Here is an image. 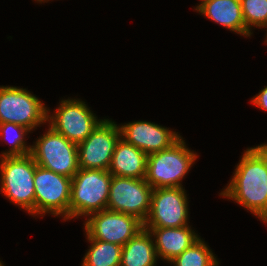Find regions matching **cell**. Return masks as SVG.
I'll return each mask as SVG.
<instances>
[{
  "label": "cell",
  "instance_id": "cell-16",
  "mask_svg": "<svg viewBox=\"0 0 267 266\" xmlns=\"http://www.w3.org/2000/svg\"><path fill=\"white\" fill-rule=\"evenodd\" d=\"M148 155L119 139L112 155L108 171L112 176L145 179Z\"/></svg>",
  "mask_w": 267,
  "mask_h": 266
},
{
  "label": "cell",
  "instance_id": "cell-23",
  "mask_svg": "<svg viewBox=\"0 0 267 266\" xmlns=\"http://www.w3.org/2000/svg\"><path fill=\"white\" fill-rule=\"evenodd\" d=\"M267 153V143L259 145Z\"/></svg>",
  "mask_w": 267,
  "mask_h": 266
},
{
  "label": "cell",
  "instance_id": "cell-2",
  "mask_svg": "<svg viewBox=\"0 0 267 266\" xmlns=\"http://www.w3.org/2000/svg\"><path fill=\"white\" fill-rule=\"evenodd\" d=\"M112 174L102 169H82L71 178L69 219L107 209Z\"/></svg>",
  "mask_w": 267,
  "mask_h": 266
},
{
  "label": "cell",
  "instance_id": "cell-18",
  "mask_svg": "<svg viewBox=\"0 0 267 266\" xmlns=\"http://www.w3.org/2000/svg\"><path fill=\"white\" fill-rule=\"evenodd\" d=\"M86 237L91 246L81 266H120L122 246Z\"/></svg>",
  "mask_w": 267,
  "mask_h": 266
},
{
  "label": "cell",
  "instance_id": "cell-13",
  "mask_svg": "<svg viewBox=\"0 0 267 266\" xmlns=\"http://www.w3.org/2000/svg\"><path fill=\"white\" fill-rule=\"evenodd\" d=\"M125 124L119 126L121 138L147 155L169 148L181 137L178 132L149 121Z\"/></svg>",
  "mask_w": 267,
  "mask_h": 266
},
{
  "label": "cell",
  "instance_id": "cell-3",
  "mask_svg": "<svg viewBox=\"0 0 267 266\" xmlns=\"http://www.w3.org/2000/svg\"><path fill=\"white\" fill-rule=\"evenodd\" d=\"M184 141L180 137L169 148L148 155L145 180L153 189L183 187L181 181L198 156Z\"/></svg>",
  "mask_w": 267,
  "mask_h": 266
},
{
  "label": "cell",
  "instance_id": "cell-7",
  "mask_svg": "<svg viewBox=\"0 0 267 266\" xmlns=\"http://www.w3.org/2000/svg\"><path fill=\"white\" fill-rule=\"evenodd\" d=\"M35 215L51 213L69 219L71 178L36 166L34 175Z\"/></svg>",
  "mask_w": 267,
  "mask_h": 266
},
{
  "label": "cell",
  "instance_id": "cell-24",
  "mask_svg": "<svg viewBox=\"0 0 267 266\" xmlns=\"http://www.w3.org/2000/svg\"><path fill=\"white\" fill-rule=\"evenodd\" d=\"M35 1H38L39 3H42V2H47L49 0H35Z\"/></svg>",
  "mask_w": 267,
  "mask_h": 266
},
{
  "label": "cell",
  "instance_id": "cell-25",
  "mask_svg": "<svg viewBox=\"0 0 267 266\" xmlns=\"http://www.w3.org/2000/svg\"><path fill=\"white\" fill-rule=\"evenodd\" d=\"M264 27L267 28V22L265 23V25L263 26V28H264ZM266 37H267V34H266ZM265 41H266V43H267V38H266Z\"/></svg>",
  "mask_w": 267,
  "mask_h": 266
},
{
  "label": "cell",
  "instance_id": "cell-15",
  "mask_svg": "<svg viewBox=\"0 0 267 266\" xmlns=\"http://www.w3.org/2000/svg\"><path fill=\"white\" fill-rule=\"evenodd\" d=\"M195 10L237 34L245 37L252 34L245 26L240 0H205Z\"/></svg>",
  "mask_w": 267,
  "mask_h": 266
},
{
  "label": "cell",
  "instance_id": "cell-19",
  "mask_svg": "<svg viewBox=\"0 0 267 266\" xmlns=\"http://www.w3.org/2000/svg\"><path fill=\"white\" fill-rule=\"evenodd\" d=\"M169 263L174 266H218L219 261L205 241L200 238Z\"/></svg>",
  "mask_w": 267,
  "mask_h": 266
},
{
  "label": "cell",
  "instance_id": "cell-5",
  "mask_svg": "<svg viewBox=\"0 0 267 266\" xmlns=\"http://www.w3.org/2000/svg\"><path fill=\"white\" fill-rule=\"evenodd\" d=\"M36 164L47 170L72 178L80 169L78 146L59 134L51 126L31 145Z\"/></svg>",
  "mask_w": 267,
  "mask_h": 266
},
{
  "label": "cell",
  "instance_id": "cell-22",
  "mask_svg": "<svg viewBox=\"0 0 267 266\" xmlns=\"http://www.w3.org/2000/svg\"><path fill=\"white\" fill-rule=\"evenodd\" d=\"M251 102L256 105L258 108L267 111V86L264 87L257 96L251 100Z\"/></svg>",
  "mask_w": 267,
  "mask_h": 266
},
{
  "label": "cell",
  "instance_id": "cell-11",
  "mask_svg": "<svg viewBox=\"0 0 267 266\" xmlns=\"http://www.w3.org/2000/svg\"><path fill=\"white\" fill-rule=\"evenodd\" d=\"M85 233L91 238L124 246L144 226L137 217L108 209L88 216Z\"/></svg>",
  "mask_w": 267,
  "mask_h": 266
},
{
  "label": "cell",
  "instance_id": "cell-20",
  "mask_svg": "<svg viewBox=\"0 0 267 266\" xmlns=\"http://www.w3.org/2000/svg\"><path fill=\"white\" fill-rule=\"evenodd\" d=\"M30 131V129L16 123H0V136L12 144L10 150L3 152L0 157L30 154L32 146H28L25 142V135Z\"/></svg>",
  "mask_w": 267,
  "mask_h": 266
},
{
  "label": "cell",
  "instance_id": "cell-1",
  "mask_svg": "<svg viewBox=\"0 0 267 266\" xmlns=\"http://www.w3.org/2000/svg\"><path fill=\"white\" fill-rule=\"evenodd\" d=\"M220 195L267 223V153L259 145L246 149Z\"/></svg>",
  "mask_w": 267,
  "mask_h": 266
},
{
  "label": "cell",
  "instance_id": "cell-21",
  "mask_svg": "<svg viewBox=\"0 0 267 266\" xmlns=\"http://www.w3.org/2000/svg\"><path fill=\"white\" fill-rule=\"evenodd\" d=\"M242 15L247 30L252 33L251 27L263 26L267 22V0H240Z\"/></svg>",
  "mask_w": 267,
  "mask_h": 266
},
{
  "label": "cell",
  "instance_id": "cell-14",
  "mask_svg": "<svg viewBox=\"0 0 267 266\" xmlns=\"http://www.w3.org/2000/svg\"><path fill=\"white\" fill-rule=\"evenodd\" d=\"M152 235L158 258L168 263L184 250L192 246L200 236L191 229V226L177 228L144 227Z\"/></svg>",
  "mask_w": 267,
  "mask_h": 266
},
{
  "label": "cell",
  "instance_id": "cell-6",
  "mask_svg": "<svg viewBox=\"0 0 267 266\" xmlns=\"http://www.w3.org/2000/svg\"><path fill=\"white\" fill-rule=\"evenodd\" d=\"M28 90L0 86V123H16L31 131L47 121V107Z\"/></svg>",
  "mask_w": 267,
  "mask_h": 266
},
{
  "label": "cell",
  "instance_id": "cell-8",
  "mask_svg": "<svg viewBox=\"0 0 267 266\" xmlns=\"http://www.w3.org/2000/svg\"><path fill=\"white\" fill-rule=\"evenodd\" d=\"M49 114L50 111L47 109L48 126L77 145L104 120L98 119L85 102L79 99L61 100L55 113Z\"/></svg>",
  "mask_w": 267,
  "mask_h": 266
},
{
  "label": "cell",
  "instance_id": "cell-12",
  "mask_svg": "<svg viewBox=\"0 0 267 266\" xmlns=\"http://www.w3.org/2000/svg\"><path fill=\"white\" fill-rule=\"evenodd\" d=\"M121 133L119 125L104 119L78 146V163L82 169L108 170Z\"/></svg>",
  "mask_w": 267,
  "mask_h": 266
},
{
  "label": "cell",
  "instance_id": "cell-17",
  "mask_svg": "<svg viewBox=\"0 0 267 266\" xmlns=\"http://www.w3.org/2000/svg\"><path fill=\"white\" fill-rule=\"evenodd\" d=\"M149 230L143 228L122 246L120 266H156L157 253Z\"/></svg>",
  "mask_w": 267,
  "mask_h": 266
},
{
  "label": "cell",
  "instance_id": "cell-10",
  "mask_svg": "<svg viewBox=\"0 0 267 266\" xmlns=\"http://www.w3.org/2000/svg\"><path fill=\"white\" fill-rule=\"evenodd\" d=\"M188 199L183 187L152 190L150 211L144 227L177 228L188 225Z\"/></svg>",
  "mask_w": 267,
  "mask_h": 266
},
{
  "label": "cell",
  "instance_id": "cell-4",
  "mask_svg": "<svg viewBox=\"0 0 267 266\" xmlns=\"http://www.w3.org/2000/svg\"><path fill=\"white\" fill-rule=\"evenodd\" d=\"M37 164L31 154L0 157V190L11 202L35 215L34 175Z\"/></svg>",
  "mask_w": 267,
  "mask_h": 266
},
{
  "label": "cell",
  "instance_id": "cell-9",
  "mask_svg": "<svg viewBox=\"0 0 267 266\" xmlns=\"http://www.w3.org/2000/svg\"><path fill=\"white\" fill-rule=\"evenodd\" d=\"M152 190L145 179L112 176L107 209L135 216L144 223L150 211Z\"/></svg>",
  "mask_w": 267,
  "mask_h": 266
}]
</instances>
